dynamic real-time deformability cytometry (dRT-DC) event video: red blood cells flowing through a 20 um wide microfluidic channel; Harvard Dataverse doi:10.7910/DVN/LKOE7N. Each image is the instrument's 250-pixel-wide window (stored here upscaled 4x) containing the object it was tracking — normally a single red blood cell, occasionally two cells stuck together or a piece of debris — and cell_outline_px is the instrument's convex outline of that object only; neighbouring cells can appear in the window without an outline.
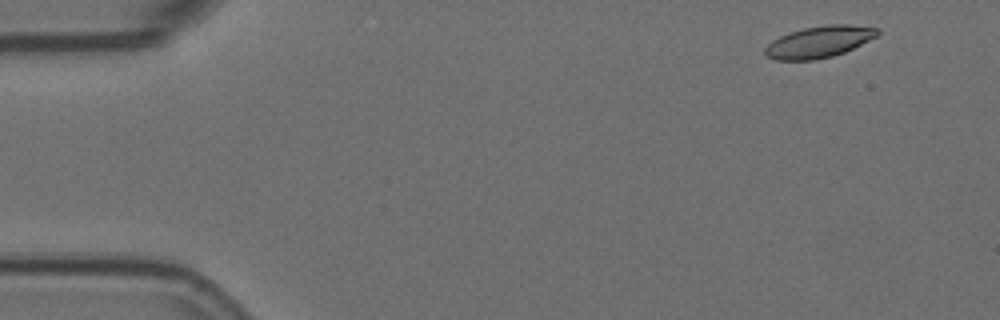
{"species": "Egyptian fruit bat (a non-hibernating species)", "species_latin": "Rousettus aegyptiacus", "temperature_condition": "room temperature", "stored_images_in_passage": 8, "camera_frame_rate_fps": 3000, "um_per_image_px": 0.085, "animal": {"sex": "female"}, "frame": {"image": 1, "passage_image": 1, "time_ms": 0.0, "image_size_px": [1000, 320], "cell_outline_px": [[880, 32], [876, 36], [844, 52], [832, 56], [812, 60], [776, 60], [768, 56], [764, 52], [764, 48], [772, 40], [780, 36], [804, 28], [828, 24], [848, 24], [880, 28]], "centroid_in_image_um": [69.62, 3.55], "position_along_channel_um": 15.4, "area_um2": 20.46}}
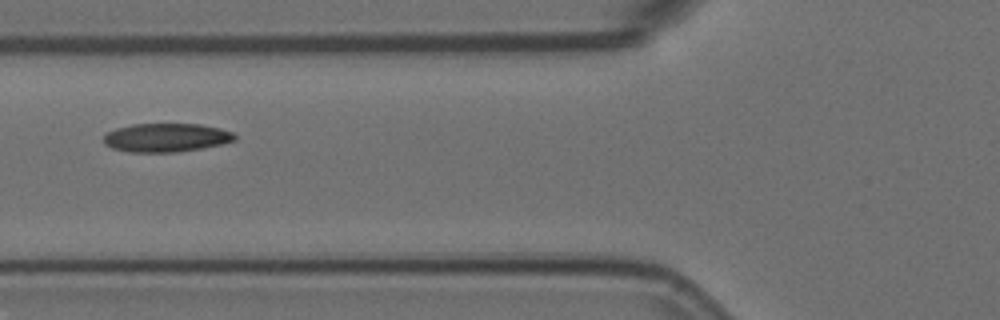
{"frame": {"image": 2, "passage_image": 6, "time_ms": 1.667, "image_size_px": [1000, 320], "cell_outline_px": [[236, 140], [220, 144], [200, 148], [176, 152], [128, 152], [112, 148], [104, 144], [104, 136], [108, 132], [116, 128], [132, 124], [200, 124], [220, 128], [232, 132], [236, 136]], "centroid_in_image_um": [14.11, 11.69], "position_along_channel_um": 111.7, "area_um2": 21.79}}
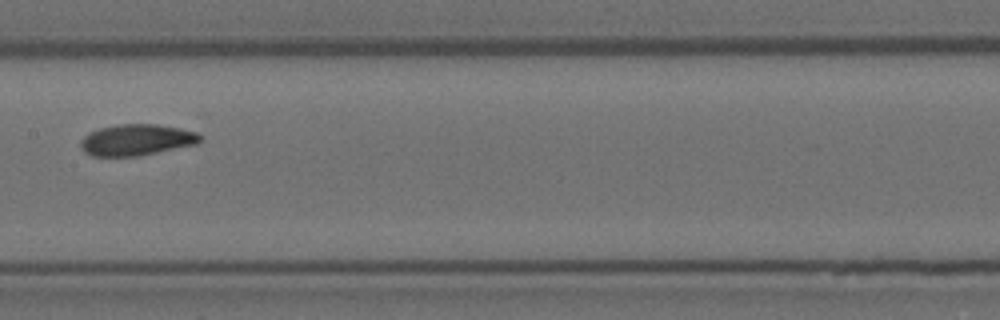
{"frame": {"image": 3, "passage_image": 8, "time_ms": 2.333, "image_size_px": [1000, 320], "cell_outline_px": [[200, 140], [196, 144], [136, 156], [92, 156], [84, 152], [80, 148], [80, 140], [88, 132], [100, 128], [116, 124], [156, 124], [180, 128], [196, 132], [200, 136]], "centroid_in_image_um": [11.54, 11.88], "position_along_channel_um": 195.9, "area_um2": 21.68}}